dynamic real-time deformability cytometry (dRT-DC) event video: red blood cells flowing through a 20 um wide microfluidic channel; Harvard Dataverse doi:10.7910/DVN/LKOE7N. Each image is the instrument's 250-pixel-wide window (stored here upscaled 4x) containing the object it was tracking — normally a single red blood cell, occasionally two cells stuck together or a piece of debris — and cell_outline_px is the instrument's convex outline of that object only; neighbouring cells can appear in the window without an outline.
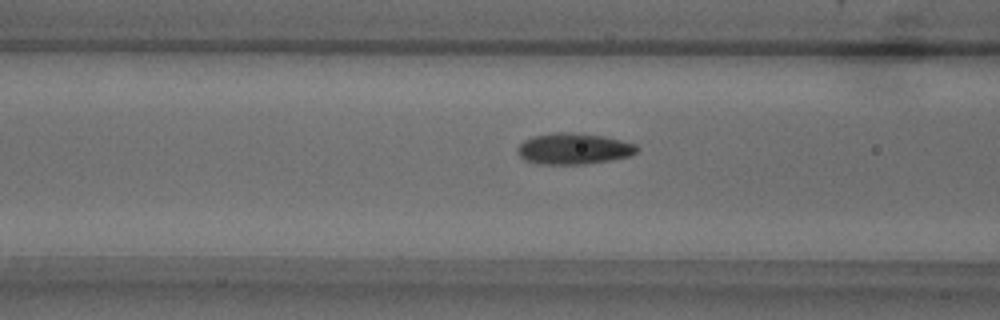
{"species": "common noctule bat (a hibernating species)", "species_latin": "Nyctalus noctula", "temperature_condition": "warm", "stored_images_in_passage": 52, "camera_frame_rate_fps": 3000, "um_per_image_px": 0.085, "animal": {"sex": "male", "body_mass_g": 18.8}, "frame": {"image": 1, "passage_image": 20, "time_ms": 6.333, "image_size_px": [1000, 320], "cell_outline_px": [[640, 148], [632, 156], [612, 160], [584, 164], [536, 164], [524, 160], [516, 152], [516, 148], [524, 140], [532, 136], [552, 132], [572, 132], [604, 136], [636, 144]], "centroid_in_image_um": [48.75, 12.64], "position_along_channel_um": 117.9, "area_um2": 22.02}}
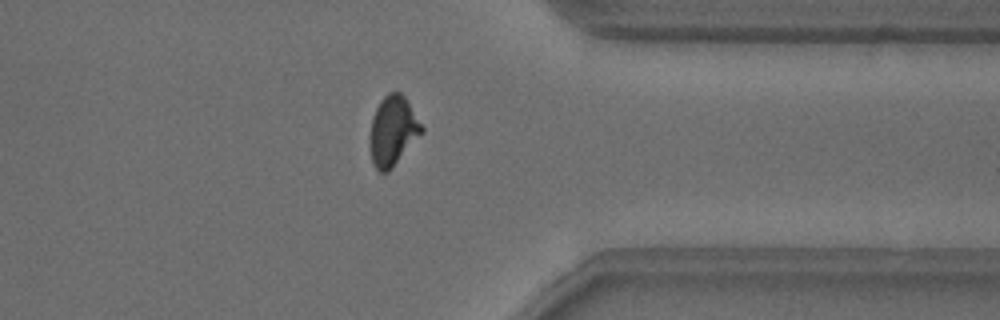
{"frame": {"image": 2, "passage_image": 41, "time_ms": 13.333, "image_size_px": [1000, 320], "cell_outline_px": [[424, 132], [392, 168], [388, 172], [380, 172], [376, 168], [372, 160], [368, 144], [368, 136], [372, 116], [380, 100], [388, 92], [400, 92], [404, 96], [424, 128]], "centroid_in_image_um": [33.37, 11.13], "position_along_channel_um": 378.0, "area_um2": 21.27}}
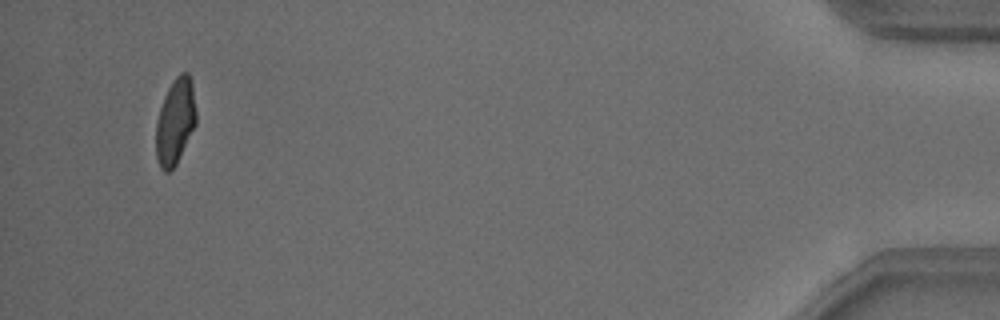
{"frame": {"image": 3, "passage_image": 50, "time_ms": 16.333, "image_size_px": [1000, 320], "cell_outline_px": [[196, 124], [176, 164], [168, 172], [164, 172], [160, 168], [156, 156], [156, 120], [164, 96], [168, 88], [176, 76], [180, 72], [188, 72], [192, 84], [196, 112]], "centroid_in_image_um": [14.89, 10.32], "position_along_channel_um": 420.3, "area_um2": 20.06}, "authors_computed_cell_mechanics": {"area_um2": 20.8658, "velocity_mm_per_s": 3.8409, "shape_relaxation_time_tau1_ms": 3.6608, "shape_relaxation_time_tau2_ms": 1.1985, "deformation_change_tau1": 0.1441, "deformation_change_tau2": 0.059}}